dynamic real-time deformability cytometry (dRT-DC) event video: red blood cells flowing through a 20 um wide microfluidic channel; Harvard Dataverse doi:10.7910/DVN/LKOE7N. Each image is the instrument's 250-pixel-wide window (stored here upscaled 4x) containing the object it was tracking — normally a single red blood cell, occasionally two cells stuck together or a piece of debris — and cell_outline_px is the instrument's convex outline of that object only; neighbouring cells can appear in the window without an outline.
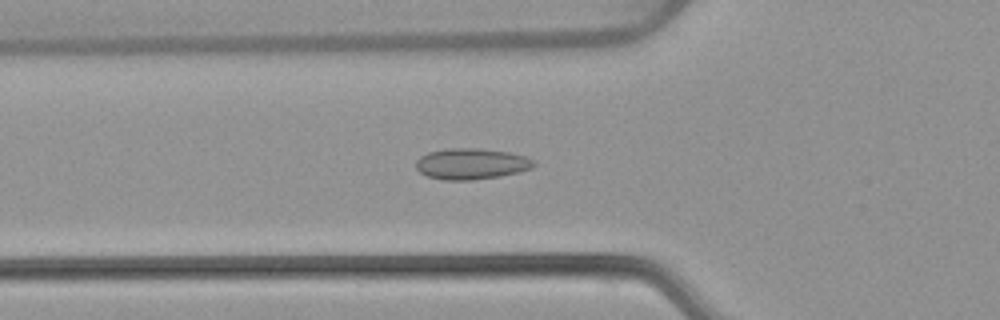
{"species": "common noctule bat (a hibernating species)", "species_latin": "Nyctalus noctula", "temperature_condition": "warm", "stored_images_in_passage": 52, "camera_frame_rate_fps": 3000, "um_per_image_px": 0.085, "animal": {"sex": "female", "body_mass_g": 22.7, "forearm_length_mm": 54.2}, "frame": {"image": 1, "passage_image": 18, "time_ms": 5.667, "image_size_px": [1000, 320], "cell_outline_px": [[536, 164], [532, 168], [500, 176], [472, 180], [444, 180], [428, 176], [420, 172], [416, 168], [416, 160], [420, 156], [428, 152], [448, 148], [480, 148], [508, 152], [524, 156], [536, 160]], "centroid_in_image_um": [40.06, 13.92], "position_along_channel_um": 85.7, "area_um2": 21.33}}
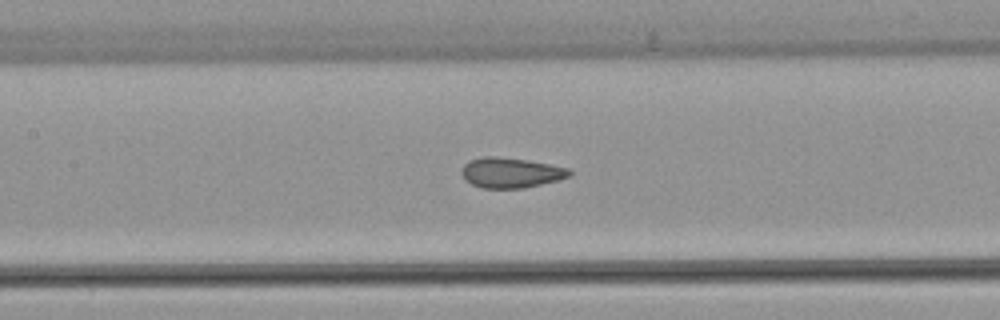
{"frame": {"image": 2, "passage_image": 24, "time_ms": 7.667, "image_size_px": [1000, 320], "cell_outline_px": [[572, 176], [524, 188], [480, 188], [464, 180], [460, 172], [464, 164], [468, 160], [484, 156], [496, 156], [528, 160], [568, 168], [572, 172]], "centroid_in_image_um": [43.37, 14.67], "position_along_channel_um": 164.0, "area_um2": 19.07}}
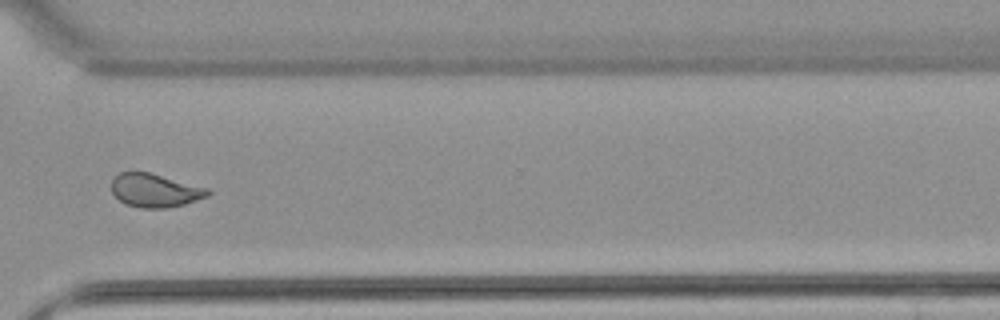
{"frame": {"image": 3, "passage_image": 39, "time_ms": 12.667, "image_size_px": [1000, 320], "cell_outline_px": [[212, 192], [208, 196], [184, 204], [168, 208], [140, 208], [124, 204], [112, 192], [112, 180], [120, 172], [148, 172], [208, 188]], "centroid_in_image_um": [13.17, 16.2], "position_along_channel_um": 357.4, "area_um2": 18.67}, "authors_computed_cell_mechanics": {"area_um2": 19.5075, "velocity_mm_per_s": 3.8738, "shape_relaxation_time_tau1_ms": null, "shape_relaxation_time_tau2_ms": 0.8958, "deformation_change_tau1": null, "deformation_change_tau2": 0.0776}}